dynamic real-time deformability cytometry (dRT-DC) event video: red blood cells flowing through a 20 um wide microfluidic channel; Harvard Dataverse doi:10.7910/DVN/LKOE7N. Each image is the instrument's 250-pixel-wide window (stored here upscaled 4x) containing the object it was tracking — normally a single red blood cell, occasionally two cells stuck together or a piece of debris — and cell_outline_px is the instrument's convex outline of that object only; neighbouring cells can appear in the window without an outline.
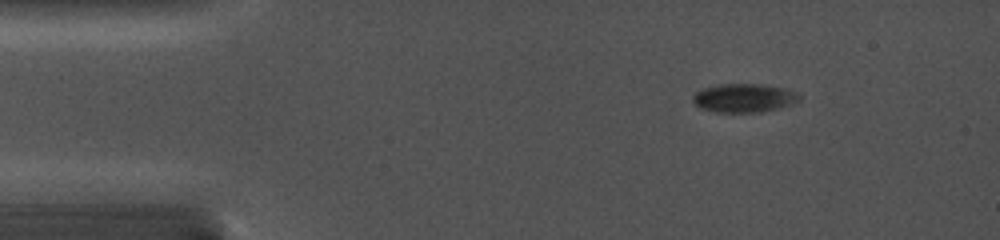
{"species": "common noctule bat (a hibernating species)", "species_latin": "Nyctalus noctula", "temperature_condition": "cold", "stored_images_in_passage": 57, "camera_frame_rate_fps": 5000, "um_per_image_px": 0.085, "animal": {"sex": "female", "body_mass_g": 19.0, "forearm_length_mm": 56.7}, "frame": {"image": 1, "passage_image": 6, "time_ms": 1.8, "image_size_px": [1000, 240], "cell_outline_px": [[800, 100], [792, 104], [760, 112], [716, 112], [700, 108], [692, 100], [692, 96], [696, 92], [704, 88], [716, 84], [760, 84], [784, 88], [796, 92], [800, 96]], "centroid_in_image_um": [63.22, 8.32], "position_along_channel_um": 21.8, "area_um2": 17.69}}
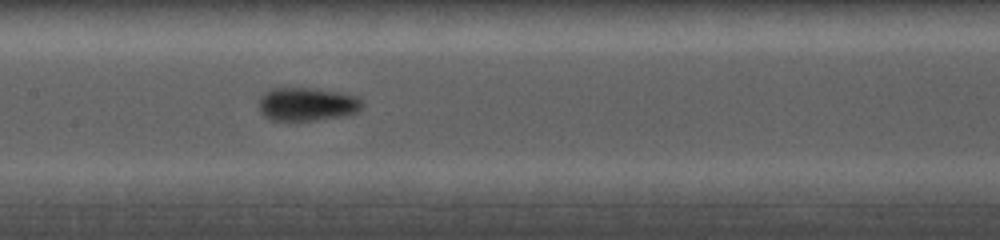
{"frame": {"image": 2, "passage_image": 25, "time_ms": 7.6, "image_size_px": [1000, 240], "cell_outline_px": [[364, 104], [356, 112], [344, 116], [316, 120], [268, 120], [260, 112], [260, 96], [268, 88], [316, 88], [356, 96]], "centroid_in_image_um": [26.06, 8.85], "position_along_channel_um": 181.3, "area_um2": 20.11}}
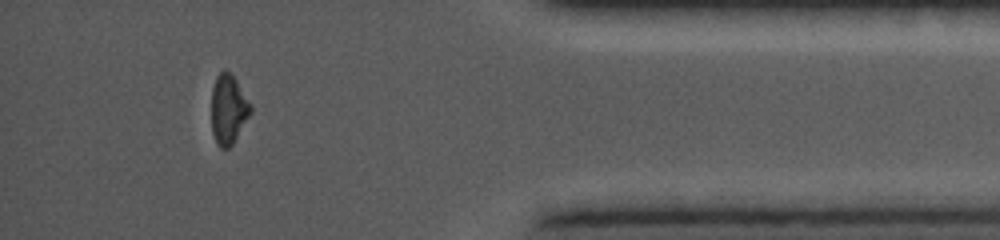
{"frame": {"image": 3, "passage_image": 51, "time_ms": 14.0, "image_size_px": [1000, 240], "cell_outline_px": [[252, 112], [232, 144], [228, 148], [220, 148], [212, 132], [212, 88], [216, 76], [220, 72], [228, 72], [236, 80], [252, 104]], "centroid_in_image_um": [19.43, 9.29], "position_along_channel_um": 415.8, "area_um2": 15.66}}